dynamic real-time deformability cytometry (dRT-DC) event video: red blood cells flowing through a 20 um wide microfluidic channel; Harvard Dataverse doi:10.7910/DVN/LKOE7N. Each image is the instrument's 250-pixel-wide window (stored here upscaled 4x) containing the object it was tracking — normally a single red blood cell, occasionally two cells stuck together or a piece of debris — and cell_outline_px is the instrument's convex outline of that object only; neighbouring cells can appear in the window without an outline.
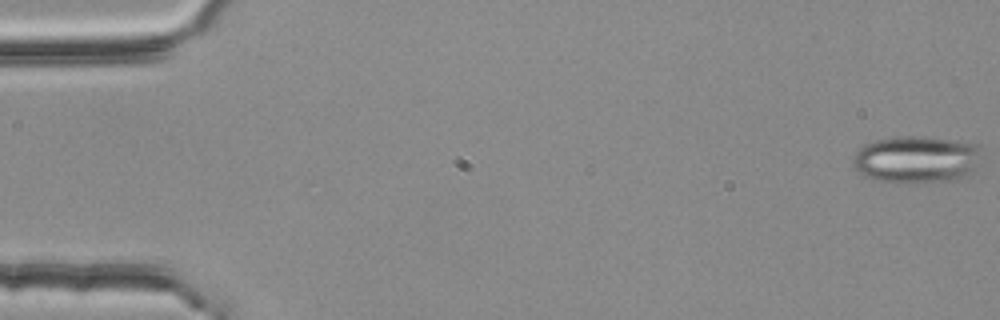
{"species": "common noctule bat (a hibernating species)", "species_latin": "Nyctalus noctula", "temperature_condition": "room temperature", "stored_images_in_passage": 16, "camera_frame_rate_fps": 3000, "um_per_image_px": 0.085, "animal": {"sex": "female", "body_mass_g": 25.1}, "frame": {"image": 1, "passage_image": 1, "time_ms": 0.0, "image_size_px": [1000, 320], "cell_outline_px": [[984, 148], [976, 164], [968, 176], [956, 180], [916, 184], [912, 184], [876, 180], [864, 176], [852, 168], [852, 156], [864, 144], [872, 140], [904, 136], [908, 136], [952, 140], [984, 144]], "centroid_in_image_um": [77.9, 13.57], "position_along_channel_um": 7.1, "area_um2": 36.13}}
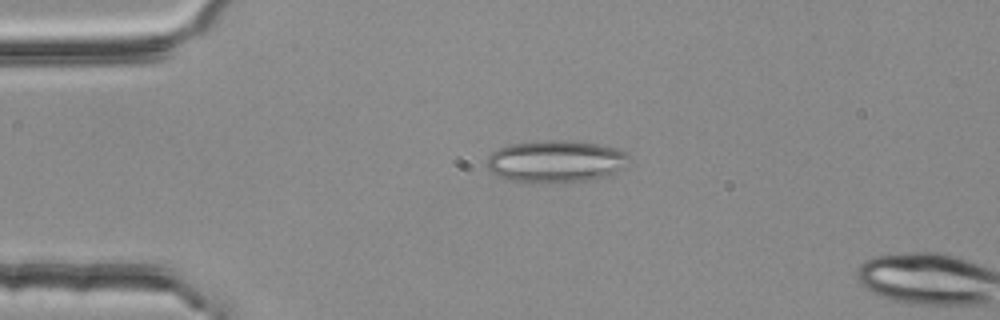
{"frame": {"image": 2, "passage_image": 13, "time_ms": 4.0, "image_size_px": [1000, 320], "cell_outline_px": [[632, 160], [624, 168], [608, 176], [592, 180], [556, 184], [532, 184], [512, 180], [500, 176], [492, 172], [484, 164], [488, 156], [492, 152], [500, 148], [512, 144], [544, 140], [572, 140], [600, 144], [620, 148], [628, 152], [632, 156]], "centroid_in_image_um": [47.33, 13.73], "position_along_channel_um": 37.7, "area_um2": 36.18}}